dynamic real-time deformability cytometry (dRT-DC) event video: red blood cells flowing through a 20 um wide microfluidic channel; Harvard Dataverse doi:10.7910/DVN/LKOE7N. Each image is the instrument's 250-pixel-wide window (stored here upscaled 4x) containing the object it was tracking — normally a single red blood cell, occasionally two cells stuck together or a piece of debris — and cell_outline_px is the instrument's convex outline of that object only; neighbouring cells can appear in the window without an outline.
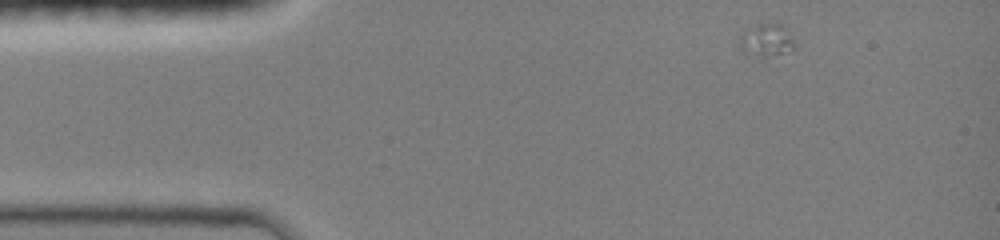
{"species": "common noctule bat (a hibernating species)", "species_latin": "Nyctalus noctula", "temperature_condition": "room temperature", "stored_images_in_passage": 8, "camera_frame_rate_fps": 3000, "um_per_image_px": 0.085, "animal": {"sex": "female", "body_mass_g": 19.0, "forearm_length_mm": 51.5}, "frame": {"image": 1, "passage_image": 1, "time_ms": 0.0, "image_size_px": [1000, 240], "cell_outline_px": [[796, 48], [792, 52], [760, 60], [744, 52], [740, 48], [740, 36], [748, 28], [756, 24], [784, 24]], "centroid_in_image_um": [65.16, 3.49], "position_along_channel_um": 19.8, "area_um2": 10.98}}